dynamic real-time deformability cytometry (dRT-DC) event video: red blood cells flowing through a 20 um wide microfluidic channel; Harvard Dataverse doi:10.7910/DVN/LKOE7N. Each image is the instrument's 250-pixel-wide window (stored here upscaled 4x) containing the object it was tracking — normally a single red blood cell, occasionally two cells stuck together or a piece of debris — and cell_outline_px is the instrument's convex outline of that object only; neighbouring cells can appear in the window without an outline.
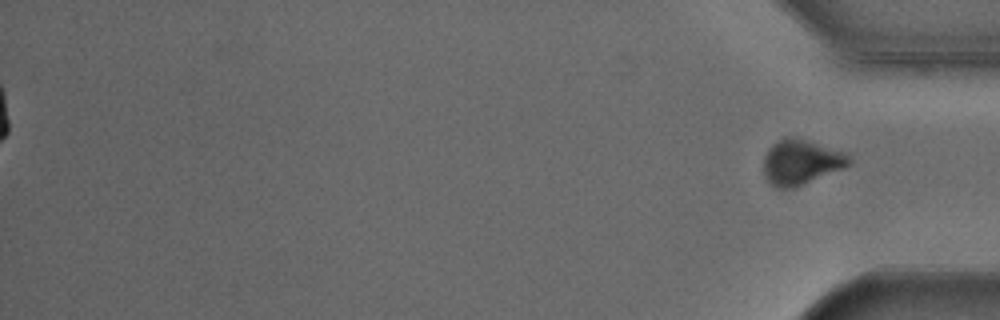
{"species": "Egyptian fruit bat (a non-hibernating species)", "species_latin": "Rousettus aegyptiacus", "temperature_condition": "cold", "stored_images_in_passage": 49, "segment_of_instrument_passage": [2, 2], "camera_frame_rate_fps": 3000, "um_per_image_px": 0.085, "animal": {"sex": "male"}, "frame": {"image": 1, "passage_image": 49, "time_ms": 16.0, "image_size_px": [1000, 320], "cell_outline_px": [[852, 160], [844, 168], [792, 188], [776, 188], [768, 184], [764, 176], [764, 156], [768, 148], [772, 144], [784, 136], [796, 136], [848, 152]], "centroid_in_image_um": [68.08, 13.75], "position_along_channel_um": 367.1, "area_um2": 22.89}}